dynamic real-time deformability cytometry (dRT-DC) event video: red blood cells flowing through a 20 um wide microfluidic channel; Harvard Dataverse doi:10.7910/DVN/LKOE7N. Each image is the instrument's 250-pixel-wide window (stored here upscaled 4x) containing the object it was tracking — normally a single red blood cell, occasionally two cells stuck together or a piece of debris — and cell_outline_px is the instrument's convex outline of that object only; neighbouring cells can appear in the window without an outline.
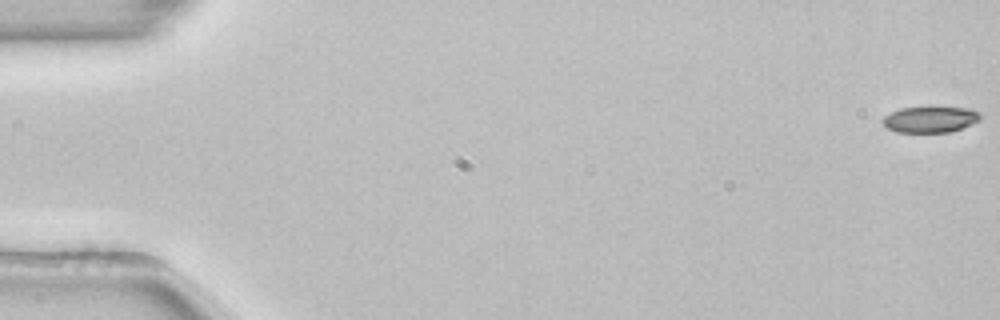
{"species": "common noctule bat (a hibernating species)", "species_latin": "Nyctalus noctula", "temperature_condition": "room temperature", "stored_images_in_passage": 54, "camera_frame_rate_fps": 3000, "um_per_image_px": 0.085, "animal": {"sex": "female", "body_mass_g": 22.7, "forearm_length_mm": 54.2}, "frame": {"image": 1, "passage_image": 1, "time_ms": 0.0, "image_size_px": [1000, 320], "cell_outline_px": [[980, 120], [960, 128], [948, 132], [896, 132], [888, 128], [884, 124], [884, 116], [900, 108], [968, 108], [980, 112]], "centroid_in_image_um": [79.07, 10.16], "position_along_channel_um": 5.9, "area_um2": 14.39}}
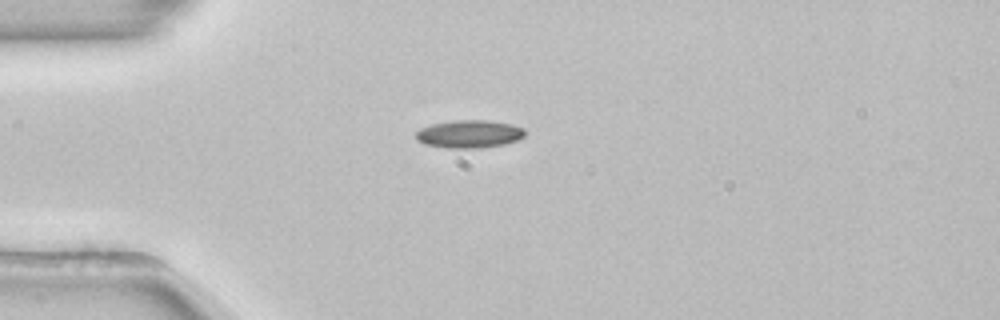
{"frame": {"image": 2, "passage_image": 15, "time_ms": 4.667, "image_size_px": [1000, 320], "cell_outline_px": [[524, 136], [516, 140], [504, 144], [484, 148], [448, 148], [424, 144], [416, 140], [416, 132], [420, 128], [432, 124], [456, 120], [488, 120], [512, 124], [524, 128]], "centroid_in_image_um": [39.87, 11.39], "position_along_channel_um": 45.1, "area_um2": 17.74}}
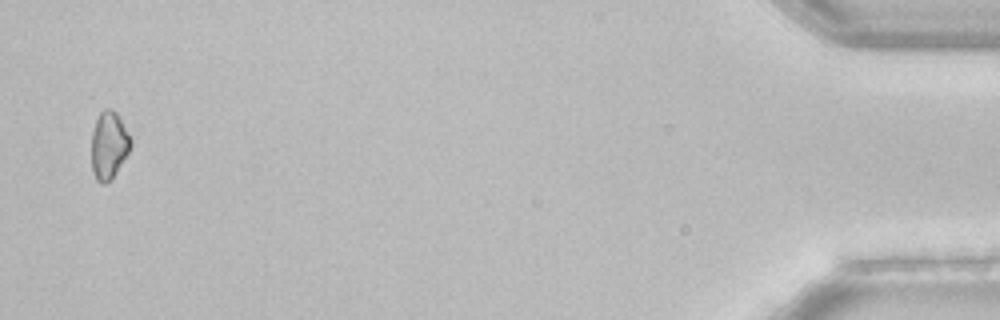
{"frame": {"image": 3, "passage_image": 53, "time_ms": 17.333, "image_size_px": [1000, 320], "cell_outline_px": [[132, 144], [128, 152], [116, 172], [104, 184], [100, 184], [96, 180], [92, 168], [92, 132], [96, 120], [100, 112], [104, 108], [112, 108], [116, 112], [132, 140]], "centroid_in_image_um": [9.24, 12.32], "position_along_channel_um": 426.0, "area_um2": 15.2}}